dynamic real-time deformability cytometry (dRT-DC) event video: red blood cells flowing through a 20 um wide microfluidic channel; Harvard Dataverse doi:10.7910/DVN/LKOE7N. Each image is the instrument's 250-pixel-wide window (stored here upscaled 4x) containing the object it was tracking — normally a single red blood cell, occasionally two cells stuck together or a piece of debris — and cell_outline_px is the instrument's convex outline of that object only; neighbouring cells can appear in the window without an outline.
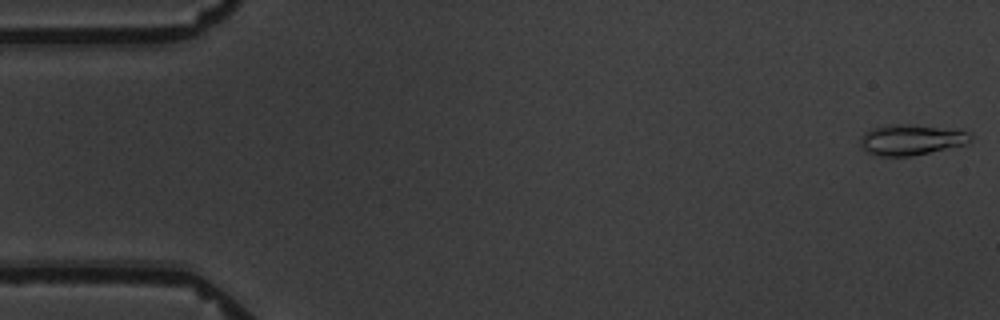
{"species": "common noctule bat (a hibernating species)", "species_latin": "Nyctalus noctula", "temperature_condition": "warm", "stored_images_in_passage": 8, "camera_frame_rate_fps": 3000, "um_per_image_px": 0.085, "animal": {"sex": "male", "body_mass_g": 19.5, "forearm_length_mm": 54.6}, "frame": {"image": 1, "passage_image": 1, "time_ms": 0.0, "image_size_px": [1000, 320], "cell_outline_px": [[972, 140], [964, 144], [912, 156], [880, 156], [868, 152], [860, 148], [860, 136], [864, 132], [872, 128], [892, 124], [900, 124], [972, 132]], "centroid_in_image_um": [77.38, 11.89], "position_along_channel_um": 7.6, "area_um2": 19.31}}
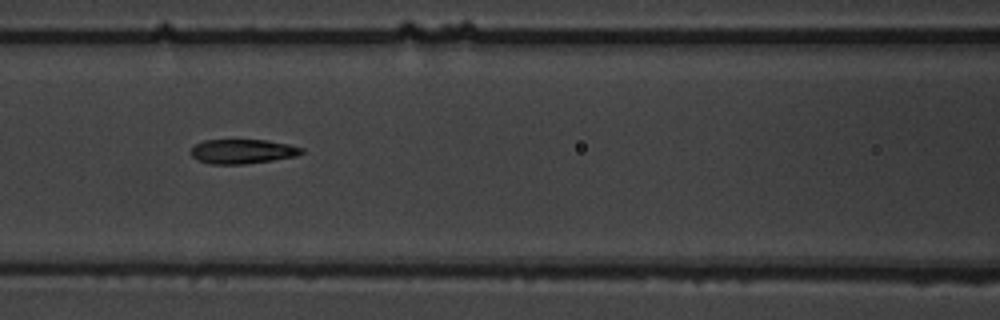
{"frame": {"image": 2, "passage_image": 7, "time_ms": 8.0, "image_size_px": [1000, 320], "cell_outline_px": [[304, 152], [296, 156], [272, 160], [244, 164], [212, 164], [196, 160], [192, 156], [192, 148], [196, 144], [204, 140], [268, 140], [288, 144], [304, 148]], "centroid_in_image_um": [20.63, 12.87], "position_along_channel_um": 146.0, "area_um2": 15.72}}
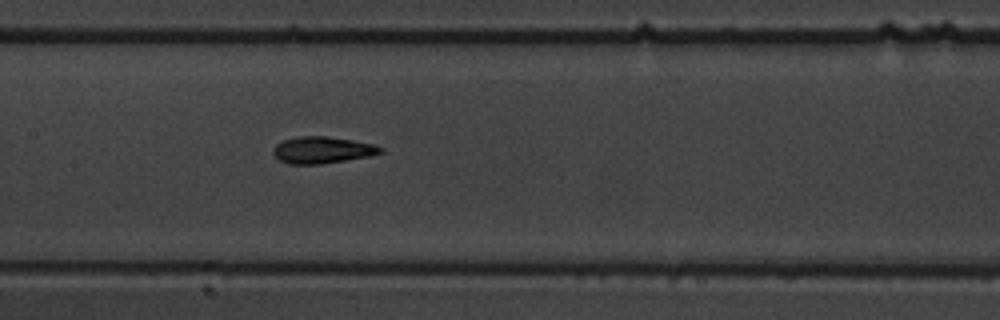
{"frame": {"image": 3, "passage_image": 8, "time_ms": 9.0, "image_size_px": [1000, 320], "cell_outline_px": [[384, 152], [368, 156], [320, 164], [288, 164], [280, 160], [272, 152], [276, 144], [284, 140], [296, 136], [328, 136], [352, 140], [372, 144], [384, 148]], "centroid_in_image_um": [27.38, 12.74], "position_along_channel_um": 180.0, "area_um2": 16.59}}